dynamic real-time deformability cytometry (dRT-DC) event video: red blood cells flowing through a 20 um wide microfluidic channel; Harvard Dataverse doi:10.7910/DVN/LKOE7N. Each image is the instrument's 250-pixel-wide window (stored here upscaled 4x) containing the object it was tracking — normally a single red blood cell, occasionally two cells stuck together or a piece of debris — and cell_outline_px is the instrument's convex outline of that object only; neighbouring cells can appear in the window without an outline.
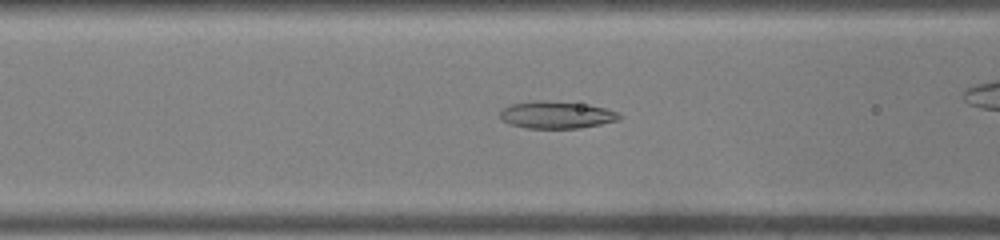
{"species": "common noctule bat (a hibernating species)", "species_latin": "Nyctalus noctula", "temperature_condition": "warm", "stored_images_in_passage": 34, "camera_frame_rate_fps": 3000, "um_per_image_px": 0.085, "animal": {"sex": "male", "body_mass_g": 19.0, "forearm_length_mm": 50.8}, "frame": {"image": 1, "passage_image": 15, "time_ms": 4.667, "image_size_px": [1000, 240], "cell_outline_px": [[620, 120], [580, 128], [528, 128], [508, 124], [500, 116], [500, 112], [504, 108], [512, 104], [536, 100], [540, 100], [588, 104], [620, 112]], "centroid_in_image_um": [47.33, 9.76], "position_along_channel_um": 119.3, "area_um2": 18.84}}